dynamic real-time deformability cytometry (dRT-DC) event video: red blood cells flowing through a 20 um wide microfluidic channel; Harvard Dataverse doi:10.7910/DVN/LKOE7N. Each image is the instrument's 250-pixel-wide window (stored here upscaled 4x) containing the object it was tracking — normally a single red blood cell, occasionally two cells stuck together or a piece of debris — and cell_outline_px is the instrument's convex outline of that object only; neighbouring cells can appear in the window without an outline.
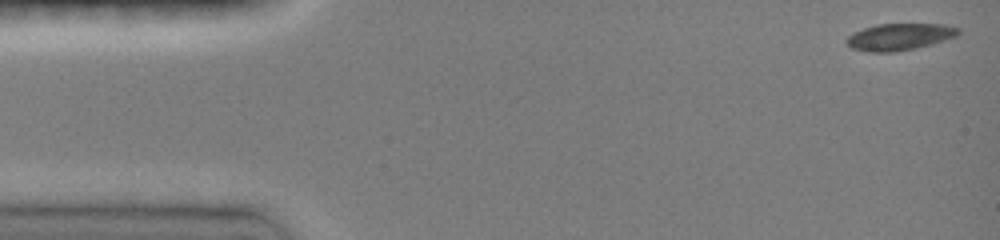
{"species": "common noctule bat (a hibernating species)", "species_latin": "Nyctalus noctula", "temperature_condition": "room temperature", "stored_images_in_passage": 25, "camera_frame_rate_fps": 3000, "um_per_image_px": 0.085, "animal": {"sex": "female", "body_mass_g": 19.0, "forearm_length_mm": 51.5}, "frame": {"image": 1, "passage_image": 1, "time_ms": 0.0, "image_size_px": [1000, 240], "cell_outline_px": [[960, 32], [956, 36], [932, 44], [916, 48], [892, 52], [868, 52], [852, 48], [844, 40], [848, 36], [864, 28], [876, 24], [944, 24], [960, 28]], "centroid_in_image_um": [76.47, 3.13], "position_along_channel_um": 8.5, "area_um2": 17.4}}
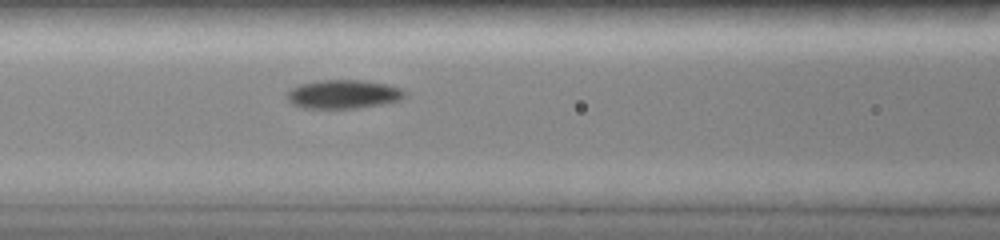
{"frame": {"image": 2, "passage_image": 18, "time_ms": 6.0, "image_size_px": [1000, 240], "cell_outline_px": [[408, 92], [400, 100], [384, 104], [356, 108], [304, 108], [292, 104], [288, 100], [288, 92], [292, 88], [300, 84], [320, 80], [360, 80], [388, 84], [404, 88]], "centroid_in_image_um": [29.24, 8.0], "position_along_channel_um": 137.4, "area_um2": 19.83}}
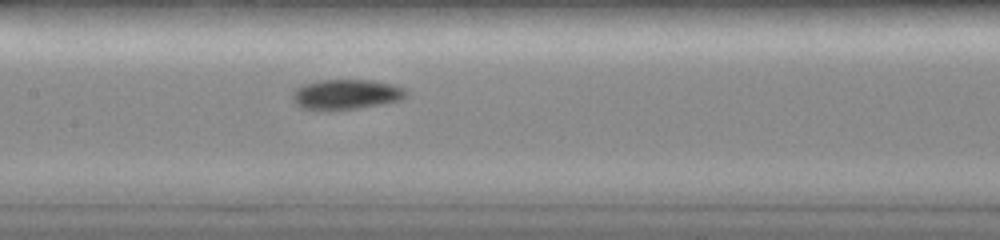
{"frame": {"image": 3, "passage_image": 21, "time_ms": 7.0, "image_size_px": [1000, 240], "cell_outline_px": [[408, 92], [400, 100], [384, 104], [356, 108], [324, 112], [300, 108], [292, 100], [292, 92], [296, 88], [304, 84], [320, 80], [372, 80], [392, 84], [404, 88]], "centroid_in_image_um": [29.36, 8.04], "position_along_channel_um": 178.0, "area_um2": 20.29}}